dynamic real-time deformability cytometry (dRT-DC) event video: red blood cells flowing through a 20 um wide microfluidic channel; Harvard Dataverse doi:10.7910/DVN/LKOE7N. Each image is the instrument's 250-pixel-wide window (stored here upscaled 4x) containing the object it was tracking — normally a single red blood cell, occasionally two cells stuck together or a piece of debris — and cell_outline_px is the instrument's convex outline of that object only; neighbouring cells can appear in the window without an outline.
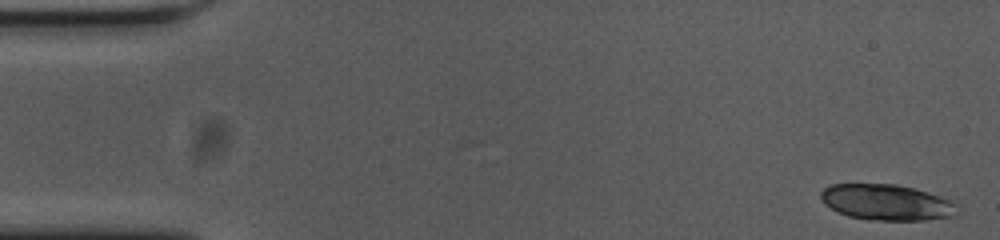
{"species": "common noctule bat (a hibernating species)", "species_latin": "Nyctalus noctula", "temperature_condition": "cold", "stored_images_in_passage": 56, "segment_of_instrument_passage": [1, 2], "camera_frame_rate_fps": 3000, "um_per_image_px": 0.085, "animal": {"sex": "female", "body_mass_g": 23.0, "forearm_length_mm": 53.4}, "frame": {"image": 1, "passage_image": 1, "time_ms": 0.0, "image_size_px": [1000, 240], "cell_outline_px": [[960, 212], [956, 216], [924, 220], [868, 220], [848, 216], [824, 204], [820, 196], [820, 192], [824, 188], [832, 184], [896, 184], [912, 188], [948, 200], [956, 204]], "centroid_in_image_um": [75.35, 17.21], "position_along_channel_um": 9.7, "area_um2": 28.32}}